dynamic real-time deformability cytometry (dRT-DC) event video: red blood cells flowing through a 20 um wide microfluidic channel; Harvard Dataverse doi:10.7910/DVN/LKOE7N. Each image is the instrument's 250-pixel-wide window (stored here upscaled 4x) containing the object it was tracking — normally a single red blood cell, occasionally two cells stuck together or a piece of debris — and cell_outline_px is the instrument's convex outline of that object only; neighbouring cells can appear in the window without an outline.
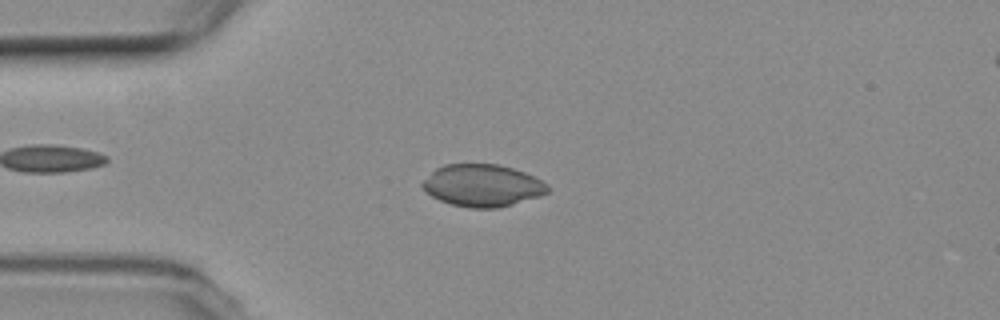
{"species": "common noctule bat (a hibernating species)", "species_latin": "Nyctalus noctula", "temperature_condition": "room temperature", "stored_images_in_passage": 5, "camera_frame_rate_fps": 3000, "um_per_image_px": 0.085, "animal": {"sex": "female", "body_mass_g": 19.3, "forearm_length_mm": 54.1}, "frame": {"image": 1, "passage_image": 3, "time_ms": 2.333, "image_size_px": [1000, 320], "cell_outline_px": [[548, 192], [540, 196], [512, 204], [496, 208], [468, 208], [452, 204], [440, 200], [432, 196], [420, 184], [436, 168], [444, 164], [500, 164], [524, 172], [548, 184]], "centroid_in_image_um": [41.01, 15.76], "position_along_channel_um": 44.0, "area_um2": 30.52}}
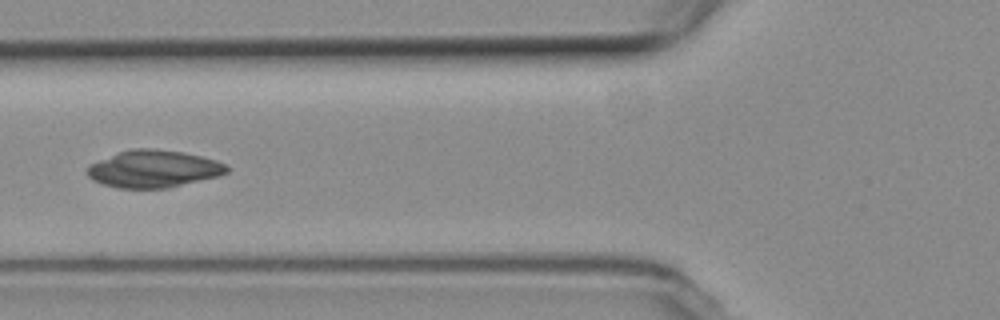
{"frame": {"image": 2, "passage_image": 5, "time_ms": 4.667, "image_size_px": [1000, 320], "cell_outline_px": [[228, 172], [220, 176], [168, 188], [116, 188], [92, 180], [88, 176], [88, 164], [120, 152], [132, 148], [152, 148], [184, 152], [216, 160], [224, 164], [228, 168]], "centroid_in_image_um": [13.06, 14.36], "position_along_channel_um": 112.7, "area_um2": 30.29}}